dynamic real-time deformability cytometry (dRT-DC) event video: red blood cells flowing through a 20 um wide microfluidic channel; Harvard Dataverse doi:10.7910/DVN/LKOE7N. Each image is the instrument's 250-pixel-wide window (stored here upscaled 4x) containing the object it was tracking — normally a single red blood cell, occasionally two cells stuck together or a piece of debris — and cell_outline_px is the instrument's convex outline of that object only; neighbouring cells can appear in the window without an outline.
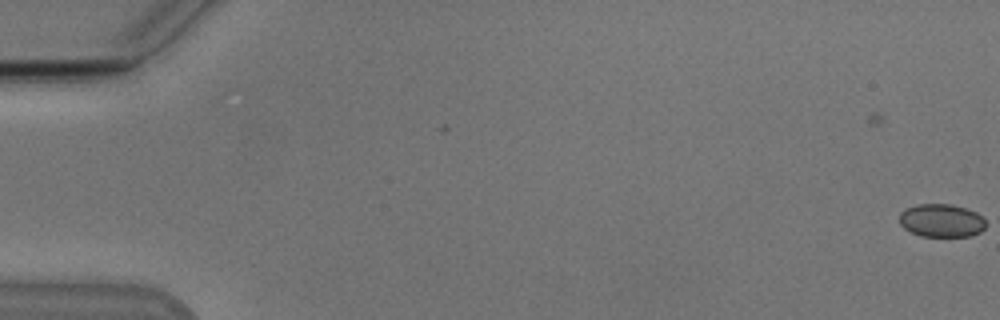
{"species": "Egyptian fruit bat (a non-hibernating species)", "species_latin": "Rousettus aegyptiacus", "temperature_condition": "cold", "stored_images_in_passage": 4, "camera_frame_rate_fps": 3000, "um_per_image_px": 0.085, "animal": {"sex": "male"}, "frame": {"image": 1, "passage_image": 4, "time_ms": 1.0, "image_size_px": [1000, 320], "cell_outline_px": [[984, 228], [980, 232], [968, 236], [920, 236], [904, 228], [900, 224], [900, 212], [904, 208], [916, 204], [952, 204], [976, 212], [984, 220]], "centroid_in_image_um": [79.98, 18.73], "position_along_channel_um": 5.0, "area_um2": 16.59}}